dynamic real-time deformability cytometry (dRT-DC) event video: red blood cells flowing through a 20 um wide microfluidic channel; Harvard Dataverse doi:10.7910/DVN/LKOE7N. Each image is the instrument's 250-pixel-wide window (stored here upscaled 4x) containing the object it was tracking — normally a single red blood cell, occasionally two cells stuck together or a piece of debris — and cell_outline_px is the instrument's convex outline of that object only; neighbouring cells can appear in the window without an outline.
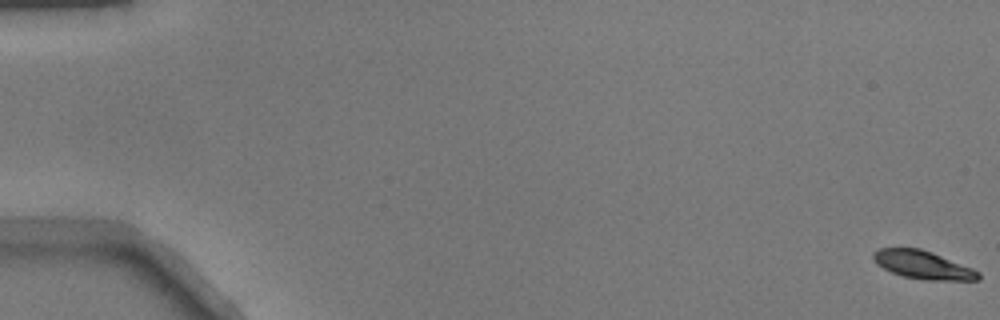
{"species": "common noctule bat (a hibernating species)", "species_latin": "Nyctalus noctula", "temperature_condition": "warm", "stored_images_in_passage": 52, "camera_frame_rate_fps": 3000, "um_per_image_px": 0.085, "animal": {"sex": "male", "body_mass_g": 17.9}, "frame": {"image": 1, "passage_image": 1, "time_ms": 0.0, "image_size_px": [1000, 320], "cell_outline_px": [[980, 280], [924, 280], [904, 276], [892, 272], [876, 264], [872, 260], [872, 252], [880, 248], [920, 248], [932, 252], [972, 268], [980, 272]], "centroid_in_image_um": [78.42, 22.51], "position_along_channel_um": 6.6, "area_um2": 17.22}}
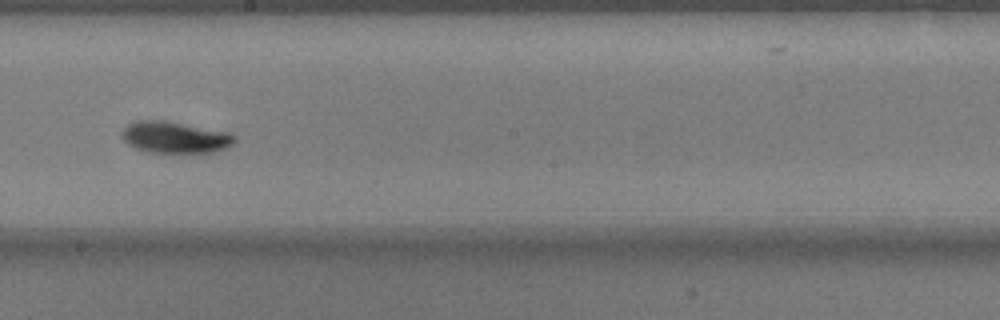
{"frame": {"image": 2, "passage_image": 31, "time_ms": 10.0, "image_size_px": [1000, 320], "cell_outline_px": [[236, 140], [232, 144], [216, 152], [200, 156], [196, 156], [148, 152], [136, 148], [128, 144], [124, 140], [120, 132], [128, 124], [136, 120], [164, 120], [232, 132], [236, 136]], "centroid_in_image_um": [14.94, 11.72], "position_along_channel_um": 233.3, "area_um2": 21.91}}
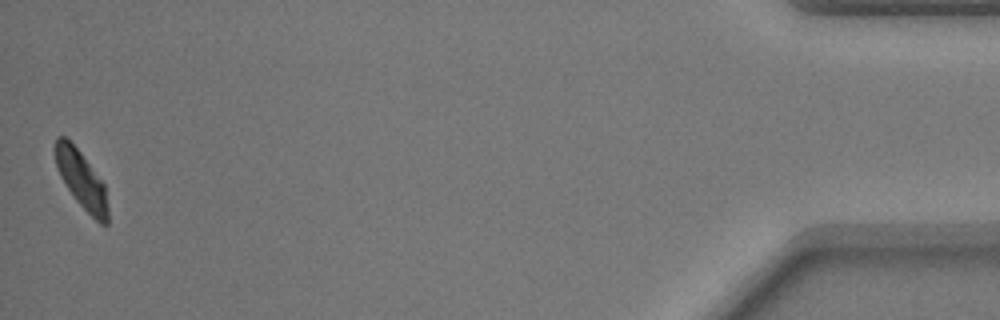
{"frame": {"image": 3, "passage_image": 52, "time_ms": 17.0, "image_size_px": [1000, 320], "cell_outline_px": [[108, 224], [100, 224], [76, 200], [60, 176], [56, 164], [52, 148], [56, 136], [64, 136], [80, 152], [104, 184], [108, 208]], "centroid_in_image_um": [6.89, 15.24], "position_along_channel_um": 428.3, "area_um2": 17.46}}